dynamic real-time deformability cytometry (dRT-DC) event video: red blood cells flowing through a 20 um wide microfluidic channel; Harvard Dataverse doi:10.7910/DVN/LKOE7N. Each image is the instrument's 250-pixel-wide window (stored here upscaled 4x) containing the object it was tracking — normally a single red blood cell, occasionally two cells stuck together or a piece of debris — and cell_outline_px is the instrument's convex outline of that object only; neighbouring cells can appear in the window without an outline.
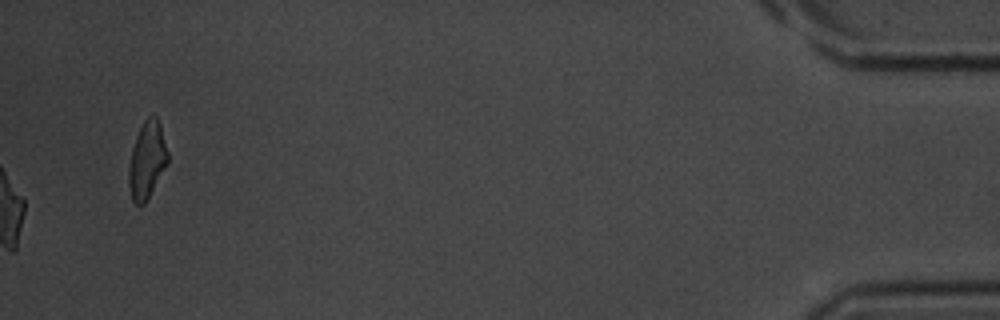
{"species": "common noctule bat (a hibernating species)", "species_latin": "Nyctalus noctula", "temperature_condition": "room temperature", "stored_images_in_passage": 42, "camera_frame_rate_fps": 3000, "um_per_image_px": 0.085, "animal": {"sex": "male", "body_mass_g": 20.1, "forearm_length_mm": 53.5}, "frame": {"image": 1, "passage_image": 42, "time_ms": 13.667, "image_size_px": [1000, 320], "cell_outline_px": [[168, 164], [144, 204], [140, 208], [132, 200], [128, 184], [128, 172], [132, 148], [136, 136], [144, 120], [152, 112], [156, 116], [160, 124], [168, 152]], "centroid_in_image_um": [12.5, 13.61], "position_along_channel_um": 422.7, "area_um2": 17.63}}